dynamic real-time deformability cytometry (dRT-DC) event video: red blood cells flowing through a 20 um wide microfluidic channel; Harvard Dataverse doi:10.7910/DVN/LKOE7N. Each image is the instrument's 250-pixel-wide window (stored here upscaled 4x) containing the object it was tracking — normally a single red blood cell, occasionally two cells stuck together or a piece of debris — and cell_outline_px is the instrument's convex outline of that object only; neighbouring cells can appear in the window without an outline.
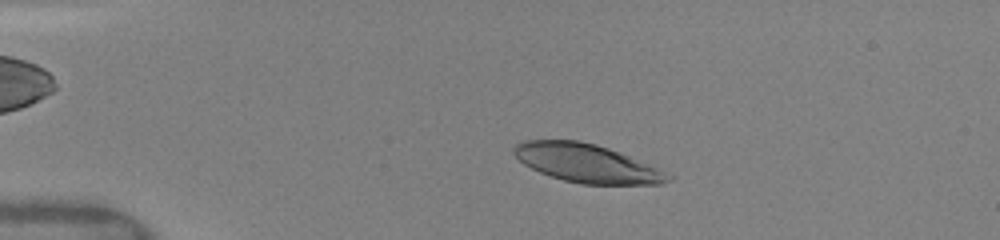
{"species": "human", "species_latin": "Homo sapiens", "temperature_condition": "warm", "stored_images_in_passage": 14, "camera_frame_rate_fps": 3000, "um_per_image_px": 0.085, "donor": {"sex": "female"}, "frame": {"image": 1, "passage_image": 10, "time_ms": 3.0, "image_size_px": [1000, 240], "cell_outline_px": [[676, 176], [672, 180], [660, 184], [580, 184], [564, 180], [540, 172], [524, 164], [512, 152], [512, 148], [516, 144], [524, 140], [580, 140], [596, 144], [620, 152], [672, 172]], "centroid_in_image_um": [49.97, 13.87], "position_along_channel_um": 35.0, "area_um2": 34.91}}